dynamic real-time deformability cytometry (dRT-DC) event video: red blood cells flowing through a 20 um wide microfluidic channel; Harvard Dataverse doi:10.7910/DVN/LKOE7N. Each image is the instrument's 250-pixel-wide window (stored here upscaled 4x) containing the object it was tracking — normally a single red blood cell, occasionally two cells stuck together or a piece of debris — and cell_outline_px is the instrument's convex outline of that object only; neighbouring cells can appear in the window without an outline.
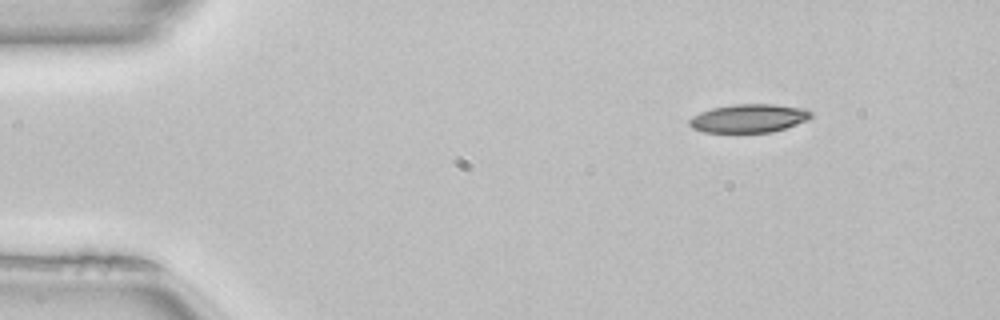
{"species": "common noctule bat (a hibernating species)", "species_latin": "Nyctalus noctula", "temperature_condition": "room temperature", "stored_images_in_passage": 42, "camera_frame_rate_fps": 3000, "um_per_image_px": 0.085, "animal": {"sex": "female", "body_mass_g": 22.7, "forearm_length_mm": 54.2}, "frame": {"image": 1, "passage_image": 1, "time_ms": 0.0, "image_size_px": [1000, 320], "cell_outline_px": [[812, 116], [808, 120], [772, 132], [704, 132], [692, 128], [688, 124], [688, 120], [692, 116], [700, 112], [712, 108], [736, 104], [776, 104], [804, 108], [812, 112]], "centroid_in_image_um": [63.64, 10.05], "position_along_channel_um": 21.4, "area_um2": 20.17}}
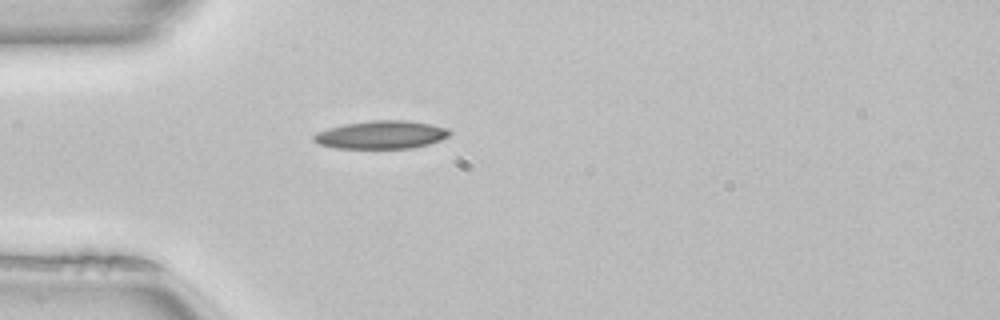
{"frame": {"image": 2, "passage_image": 9, "time_ms": 2.667, "image_size_px": [1000, 320], "cell_outline_px": [[452, 132], [448, 136], [440, 140], [428, 144], [412, 148], [336, 148], [320, 144], [312, 140], [312, 136], [316, 132], [328, 128], [344, 124], [372, 120], [408, 120], [432, 124], [448, 128]], "centroid_in_image_um": [32.41, 11.45], "position_along_channel_um": 52.6, "area_um2": 22.31}}
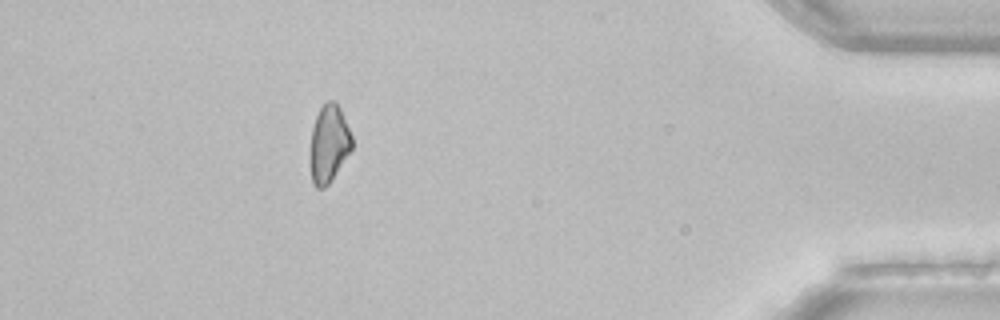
{"frame": {"image": 3, "passage_image": 40, "time_ms": 13.0, "image_size_px": [1000, 320], "cell_outline_px": [[352, 148], [332, 180], [324, 188], [316, 188], [312, 184], [308, 164], [308, 156], [312, 128], [316, 116], [320, 108], [328, 100], [336, 100], [340, 108], [352, 136]], "centroid_in_image_um": [27.9, 12.26], "position_along_channel_um": 407.3, "area_um2": 19.36}}